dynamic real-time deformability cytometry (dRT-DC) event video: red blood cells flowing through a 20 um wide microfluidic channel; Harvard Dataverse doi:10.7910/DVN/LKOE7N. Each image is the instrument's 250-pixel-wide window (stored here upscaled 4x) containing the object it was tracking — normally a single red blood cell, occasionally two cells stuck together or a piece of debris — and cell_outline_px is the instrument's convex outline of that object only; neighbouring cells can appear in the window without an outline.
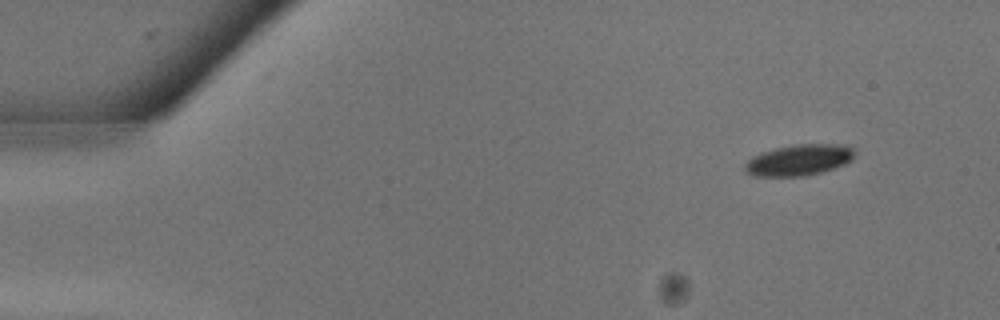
{"species": "common noctule bat (a hibernating species)", "species_latin": "Nyctalus noctula", "temperature_condition": "warm", "stored_images_in_passage": 12, "camera_frame_rate_fps": 3000, "um_per_image_px": 0.085, "animal": {"sex": "male", "body_mass_g": 13.3}, "frame": {"image": 1, "passage_image": 1, "time_ms": 0.0, "image_size_px": [1000, 320], "cell_outline_px": [[852, 160], [844, 164], [820, 172], [804, 176], [752, 176], [744, 172], [744, 164], [752, 156], [776, 148], [796, 144], [848, 144], [852, 148]], "centroid_in_image_um": [67.87, 13.6], "position_along_channel_um": 17.1, "area_um2": 19.77}}
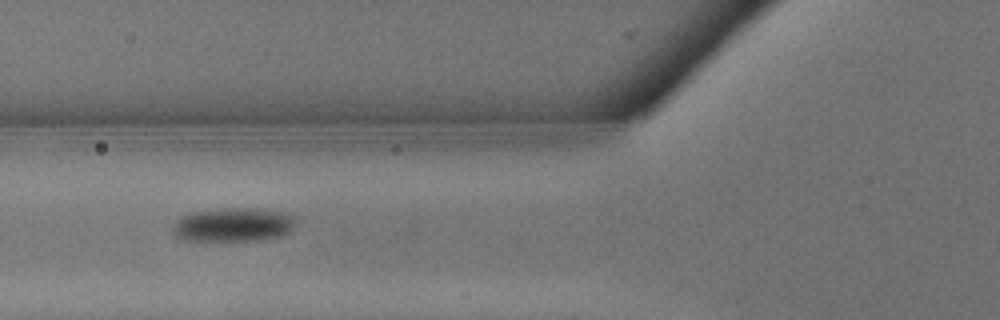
{"frame": {"image": 2, "passage_image": 9, "time_ms": 2.667, "image_size_px": [1000, 320], "cell_outline_px": [[296, 220], [292, 228], [288, 232], [280, 236], [264, 240], [180, 240], [176, 236], [172, 228], [176, 220], [180, 216], [188, 212], [220, 208], [260, 208], [280, 212], [292, 216]], "centroid_in_image_um": [19.78, 19.09], "position_along_channel_um": 106.0, "area_um2": 24.39}}
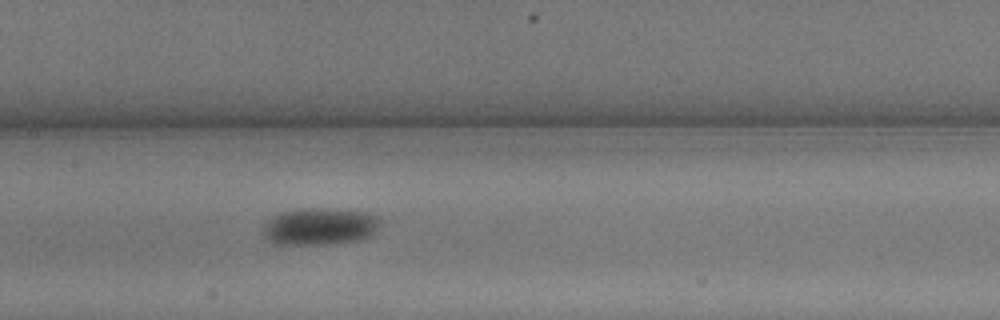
{"frame": {"image": 3, "passage_image": 12, "time_ms": 3.667, "image_size_px": [1000, 320], "cell_outline_px": [[380, 224], [368, 236], [360, 240], [336, 244], [272, 244], [264, 236], [264, 224], [272, 216], [280, 212], [312, 208], [364, 212], [380, 216]], "centroid_in_image_um": [27.16, 19.27], "position_along_channel_um": 180.2, "area_um2": 25.09}}